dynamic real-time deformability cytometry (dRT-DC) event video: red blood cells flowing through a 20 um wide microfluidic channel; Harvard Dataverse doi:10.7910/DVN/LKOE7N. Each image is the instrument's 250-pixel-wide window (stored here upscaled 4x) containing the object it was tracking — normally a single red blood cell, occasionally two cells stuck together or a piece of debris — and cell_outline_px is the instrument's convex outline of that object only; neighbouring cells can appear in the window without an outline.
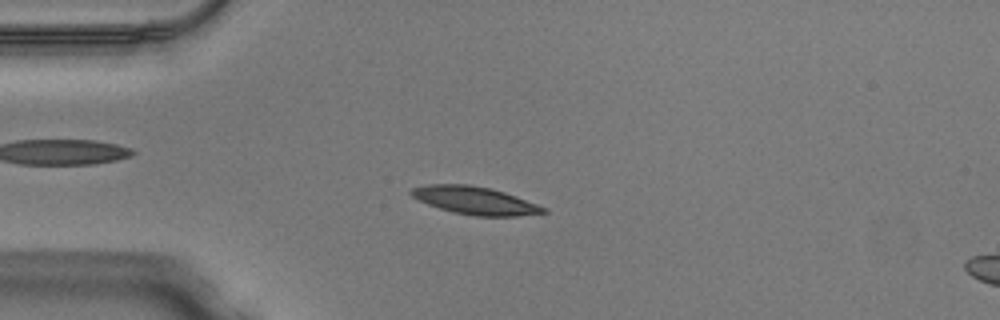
{"species": "Egyptian fruit bat (a non-hibernating species)", "species_latin": "Rousettus aegyptiacus", "temperature_condition": "warm", "stored_images_in_passage": 43, "camera_frame_rate_fps": 3000, "um_per_image_px": 0.085, "animal": {"sex": "male"}, "frame": {"image": 1, "passage_image": 6, "time_ms": 1.667, "image_size_px": [1000, 320], "cell_outline_px": [[548, 212], [520, 216], [472, 216], [452, 212], [428, 204], [412, 196], [408, 192], [412, 188], [428, 184], [468, 184], [492, 188], [516, 196], [548, 208]], "centroid_in_image_um": [40.4, 17.04], "position_along_channel_um": 44.6, "area_um2": 21.5}}
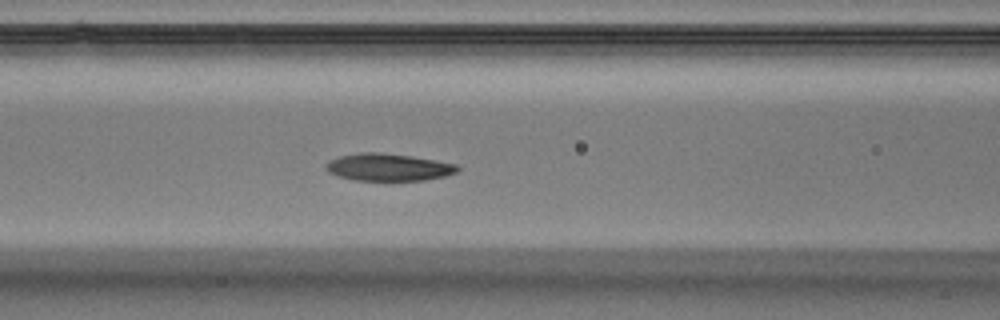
{"frame": {"image": 2, "passage_image": 14, "time_ms": 4.333, "image_size_px": [1000, 320], "cell_outline_px": [[460, 168], [456, 172], [444, 176], [424, 180], [352, 180], [328, 172], [324, 168], [328, 160], [340, 156], [360, 152], [380, 152], [412, 156], [436, 160], [456, 164]], "centroid_in_image_um": [32.98, 14.2], "position_along_channel_um": 133.6, "area_um2": 20.92}}
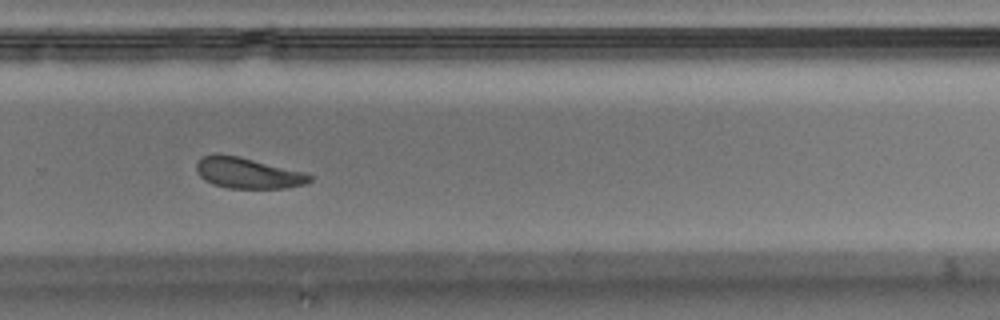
{"frame": {"image": 3, "passage_image": 27, "time_ms": 8.667, "image_size_px": [1000, 320], "cell_outline_px": [[312, 180], [304, 184], [288, 188], [228, 188], [212, 184], [204, 180], [200, 176], [196, 168], [196, 164], [204, 156], [240, 156], [304, 172], [312, 176]], "centroid_in_image_um": [21.11, 14.74], "position_along_channel_um": 308.7, "area_um2": 19.94}, "authors_computed_cell_mechanics": {"area_um2": 21.2704, "velocity_mm_per_s": 4.0584, "shape_relaxation_time_tau1_ms": 2.0055, "shape_relaxation_time_tau2_ms": 2.6881, "deformation_change_tau1": 0.123, "deformation_change_tau2": 0.1011}}